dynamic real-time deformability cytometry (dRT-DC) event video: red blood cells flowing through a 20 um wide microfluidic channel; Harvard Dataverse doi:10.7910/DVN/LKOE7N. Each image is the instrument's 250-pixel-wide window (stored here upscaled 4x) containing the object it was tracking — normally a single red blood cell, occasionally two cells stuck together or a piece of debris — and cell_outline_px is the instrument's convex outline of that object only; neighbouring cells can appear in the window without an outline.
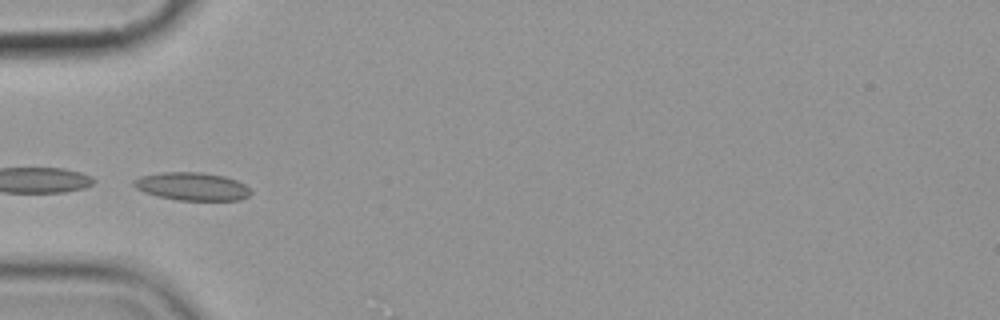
{"species": "common noctule bat (a hibernating species)", "species_latin": "Nyctalus noctula", "temperature_condition": "cold", "stored_images_in_passage": 6, "segment_of_instrument_passage": [2, 2], "camera_frame_rate_fps": 3000, "um_per_image_px": 0.085, "animal": {"sex": "female", "body_mass_g": 19.9}, "frame": {"image": 1, "passage_image": 4, "time_ms": 4.333, "image_size_px": [1000, 320], "cell_outline_px": [[252, 192], [248, 196], [240, 200], [176, 200], [156, 196], [144, 192], [136, 188], [132, 184], [132, 180], [140, 176], [160, 172], [200, 172], [224, 176], [236, 180], [244, 184]], "centroid_in_image_um": [16.29, 15.84], "position_along_channel_um": 68.7, "area_um2": 19.19}}